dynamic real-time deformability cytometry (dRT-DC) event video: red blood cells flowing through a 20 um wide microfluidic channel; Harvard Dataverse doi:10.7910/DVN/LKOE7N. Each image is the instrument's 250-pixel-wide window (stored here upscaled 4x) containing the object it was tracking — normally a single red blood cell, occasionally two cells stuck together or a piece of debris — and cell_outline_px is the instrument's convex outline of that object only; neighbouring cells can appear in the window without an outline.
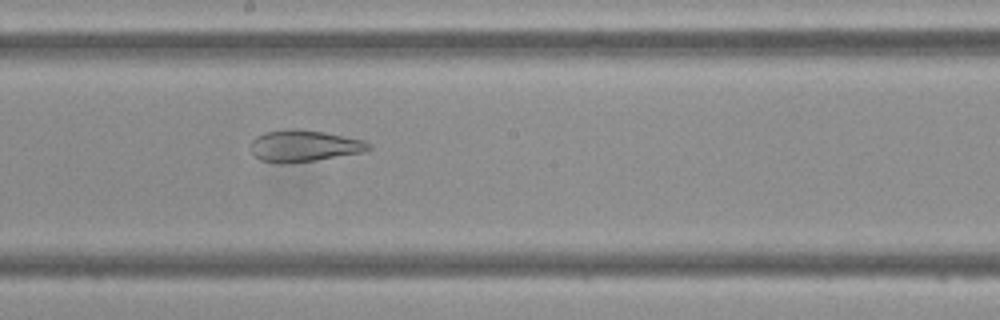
{"species": "Egyptian fruit bat (a non-hibernating species)", "species_latin": "Rousettus aegyptiacus", "temperature_condition": "cold", "stored_images_in_passage": 40, "camera_frame_rate_fps": 3000, "um_per_image_px": 0.085, "frame": {"image": 1, "passage_image": 18, "time_ms": 5.667, "image_size_px": [1000, 320], "cell_outline_px": [[372, 148], [364, 152], [312, 160], [284, 164], [280, 164], [260, 160], [252, 152], [252, 140], [256, 136], [264, 132], [288, 128], [296, 128], [324, 132], [364, 140], [372, 144]], "centroid_in_image_um": [25.84, 12.39], "position_along_channel_um": 222.4, "area_um2": 21.73}}
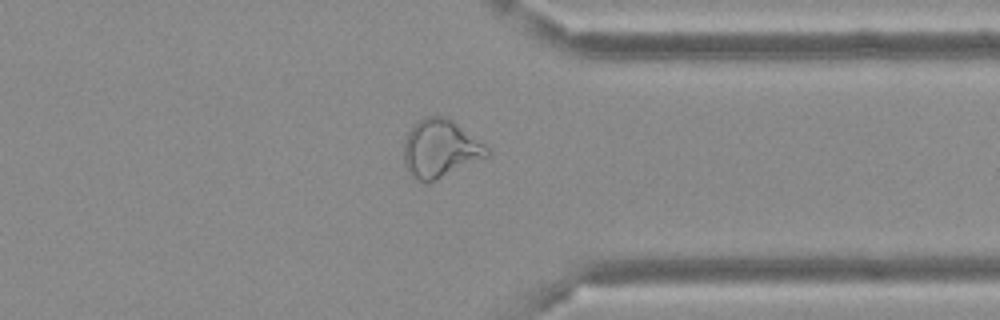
{"frame": {"image": 2, "passage_image": 29, "time_ms": 9.333, "image_size_px": [1000, 320], "cell_outline_px": [[492, 152], [488, 156], [428, 184], [424, 184], [416, 180], [408, 172], [404, 164], [404, 140], [408, 132], [424, 116], [444, 116], [452, 120], [484, 144]], "centroid_in_image_um": [37.4, 12.67], "position_along_channel_um": 374.0, "area_um2": 28.09}}
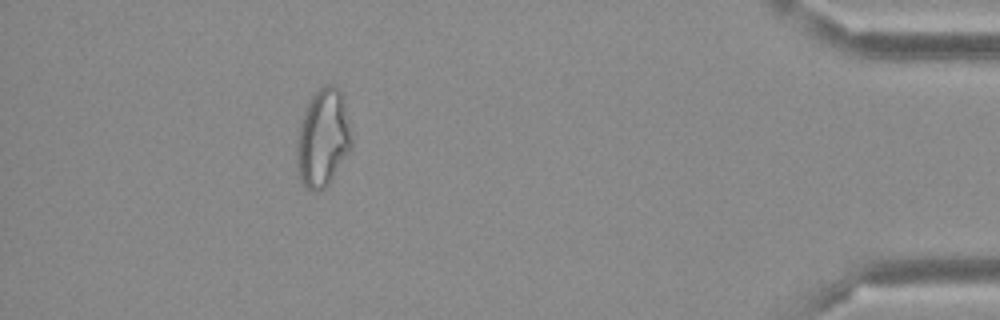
{"frame": {"image": 3, "passage_image": 35, "time_ms": 11.333, "image_size_px": [1000, 320], "cell_outline_px": [[352, 148], [328, 184], [320, 192], [316, 192], [308, 188], [304, 184], [300, 176], [296, 160], [296, 140], [300, 124], [304, 112], [312, 96], [320, 88], [328, 84], [332, 84], [344, 96], [352, 144]], "centroid_in_image_um": [27.45, 11.74], "position_along_channel_um": 407.8, "area_um2": 30.92}}